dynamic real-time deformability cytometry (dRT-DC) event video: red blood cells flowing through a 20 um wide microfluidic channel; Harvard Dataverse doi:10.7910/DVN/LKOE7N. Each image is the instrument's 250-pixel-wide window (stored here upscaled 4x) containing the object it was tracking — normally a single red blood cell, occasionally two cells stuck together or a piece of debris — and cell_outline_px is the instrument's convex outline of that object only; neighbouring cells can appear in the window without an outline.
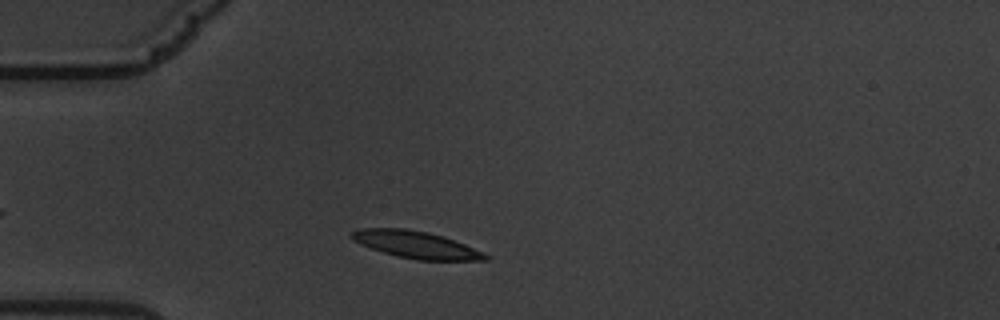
{"species": "common noctule bat (a hibernating species)", "species_latin": "Nyctalus noctula", "temperature_condition": "warm", "stored_images_in_passage": 46, "camera_frame_rate_fps": 3000, "um_per_image_px": 0.085, "animal": {"sex": "male", "body_mass_g": 19.5, "forearm_length_mm": 54.6}, "frame": {"image": 1, "passage_image": 6, "time_ms": 1.667, "image_size_px": [1000, 320], "cell_outline_px": [[488, 260], [416, 260], [396, 256], [360, 244], [352, 240], [348, 236], [352, 232], [360, 228], [404, 228], [428, 232], [464, 244], [484, 252], [488, 256]], "centroid_in_image_um": [35.32, 20.8], "position_along_channel_um": 49.7, "area_um2": 20.92}}
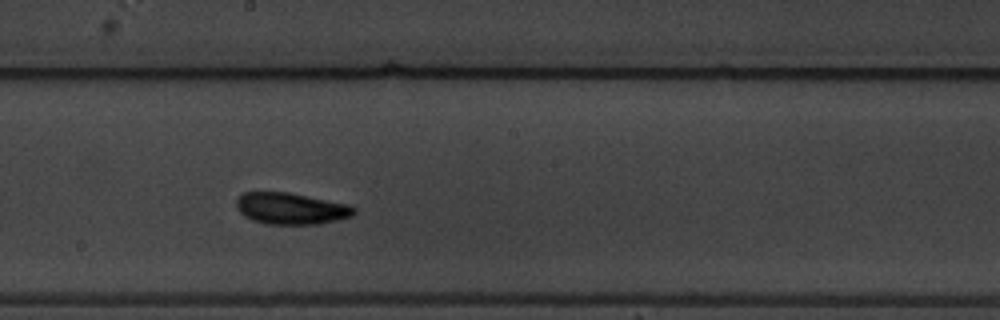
{"frame": {"image": 2, "passage_image": 23, "time_ms": 7.333, "image_size_px": [1000, 320], "cell_outline_px": [[356, 212], [352, 216], [336, 220], [316, 224], [264, 224], [252, 220], [244, 216], [236, 208], [236, 200], [244, 192], [288, 192], [352, 204], [356, 208]], "centroid_in_image_um": [24.76, 17.72], "position_along_channel_um": 223.4, "area_um2": 21.85}}
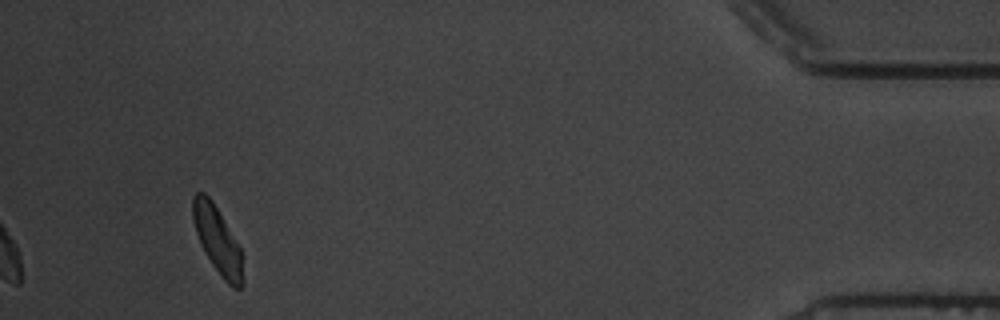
{"frame": {"image": 3, "passage_image": 46, "time_ms": 15.0, "image_size_px": [1000, 320], "cell_outline_px": [[244, 284], [240, 288], [232, 288], [224, 280], [212, 264], [204, 252], [200, 244], [196, 232], [192, 216], [192, 196], [196, 192], [204, 192], [212, 200], [240, 248], [244, 280]], "centroid_in_image_um": [18.47, 20.42], "position_along_channel_um": 416.7, "area_um2": 19.36}, "authors_computed_cell_mechanics": {"area_um2": 20.7213, "velocity_mm_per_s": 3.3549, "shape_relaxation_time_tau1_ms": 3.0596, "shape_relaxation_time_tau2_ms": 2.4957, "deformation_change_tau1": 0.1355, "deformation_change_tau2": 0.0853}}